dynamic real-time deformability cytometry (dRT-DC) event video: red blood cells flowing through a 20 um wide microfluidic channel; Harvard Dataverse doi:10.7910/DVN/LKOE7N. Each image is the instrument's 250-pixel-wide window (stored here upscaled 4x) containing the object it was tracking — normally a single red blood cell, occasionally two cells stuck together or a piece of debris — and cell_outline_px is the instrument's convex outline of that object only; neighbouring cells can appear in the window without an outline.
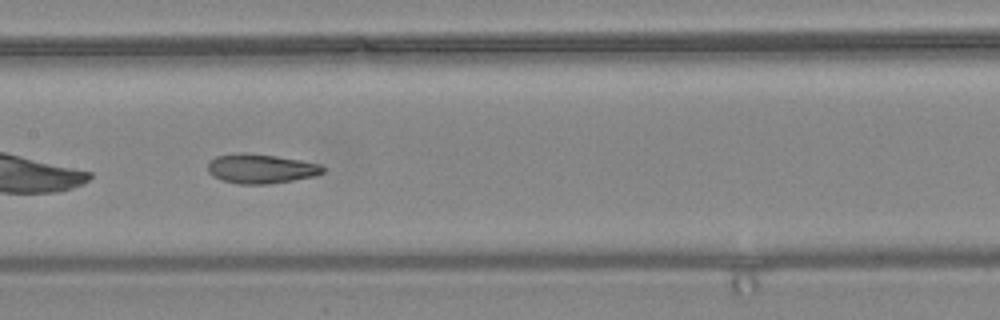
{"species": "common noctule bat (a hibernating species)", "species_latin": "Nyctalus noctula", "temperature_condition": "warm", "stored_images_in_passage": 36, "camera_frame_rate_fps": 3000, "um_per_image_px": 0.085, "animal": {"sex": "female", "body_mass_g": 24.6, "forearm_length_mm": 56.2}, "frame": {"image": 1, "passage_image": 11, "time_ms": 3.333, "image_size_px": [1000, 320], "cell_outline_px": [[324, 172], [316, 176], [268, 184], [236, 184], [212, 176], [208, 172], [208, 164], [216, 156], [236, 152], [244, 152], [276, 156], [300, 160], [320, 164], [324, 168]], "centroid_in_image_um": [22.16, 14.33], "position_along_channel_um": 185.2, "area_um2": 19.77}}
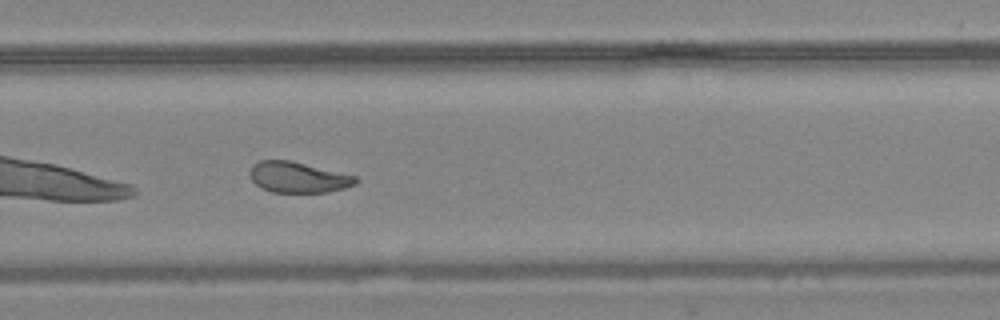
{"frame": {"image": 2, "passage_image": 21, "time_ms": 6.667, "image_size_px": [1000, 320], "cell_outline_px": [[360, 180], [356, 184], [344, 188], [328, 192], [272, 192], [260, 188], [252, 180], [248, 172], [252, 164], [260, 160], [288, 160], [356, 176]], "centroid_in_image_um": [25.31, 15.07], "position_along_channel_um": 304.5, "area_um2": 18.96}, "authors_computed_cell_mechanics": {"area_um2": 20.1144, "velocity_mm_per_s": 3.6028, "shape_relaxation_time_tau1_ms": 6.3237, "shape_relaxation_time_tau2_ms": 1.9597, "deformation_change_tau1": 0.1844, "deformation_change_tau2": 0.09}}